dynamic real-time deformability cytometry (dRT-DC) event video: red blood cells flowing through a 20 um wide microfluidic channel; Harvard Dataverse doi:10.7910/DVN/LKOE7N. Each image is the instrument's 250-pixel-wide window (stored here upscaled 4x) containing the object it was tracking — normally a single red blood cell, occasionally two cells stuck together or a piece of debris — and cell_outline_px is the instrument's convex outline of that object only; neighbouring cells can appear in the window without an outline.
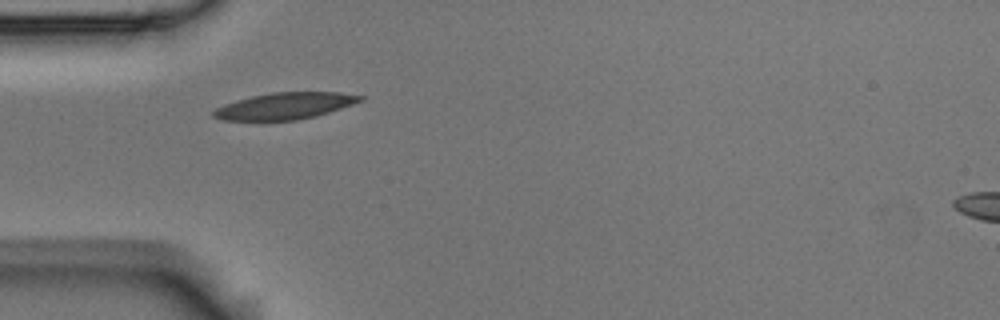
{"species": "Egyptian fruit bat (a non-hibernating species)", "species_latin": "Rousettus aegyptiacus", "temperature_condition": "room temperature", "stored_images_in_passage": 6, "camera_frame_rate_fps": 3000, "um_per_image_px": 0.085, "animal": {"sex": "male"}, "frame": {"image": 1, "passage_image": 5, "time_ms": 1.333, "image_size_px": [1000, 320], "cell_outline_px": [[364, 100], [316, 116], [296, 120], [220, 120], [212, 116], [212, 112], [216, 108], [224, 104], [236, 100], [252, 96], [272, 92], [340, 92], [364, 96]], "centroid_in_image_um": [24.2, 9.0], "position_along_channel_um": 60.8, "area_um2": 22.66}}
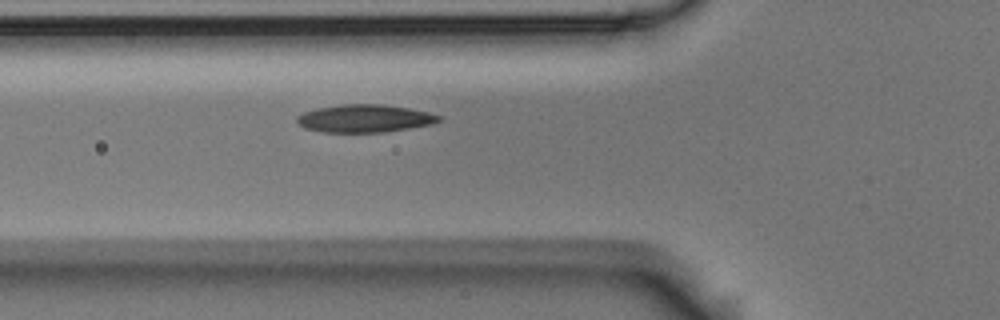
{"frame": {"image": 2, "passage_image": 6, "time_ms": 1.667, "image_size_px": [1000, 320], "cell_outline_px": [[444, 120], [432, 124], [384, 132], [324, 132], [304, 128], [296, 120], [296, 116], [304, 112], [316, 108], [340, 104], [380, 104], [408, 108], [428, 112], [440, 116]], "centroid_in_image_um": [30.99, 10.06], "position_along_channel_um": 94.8, "area_um2": 22.95}}